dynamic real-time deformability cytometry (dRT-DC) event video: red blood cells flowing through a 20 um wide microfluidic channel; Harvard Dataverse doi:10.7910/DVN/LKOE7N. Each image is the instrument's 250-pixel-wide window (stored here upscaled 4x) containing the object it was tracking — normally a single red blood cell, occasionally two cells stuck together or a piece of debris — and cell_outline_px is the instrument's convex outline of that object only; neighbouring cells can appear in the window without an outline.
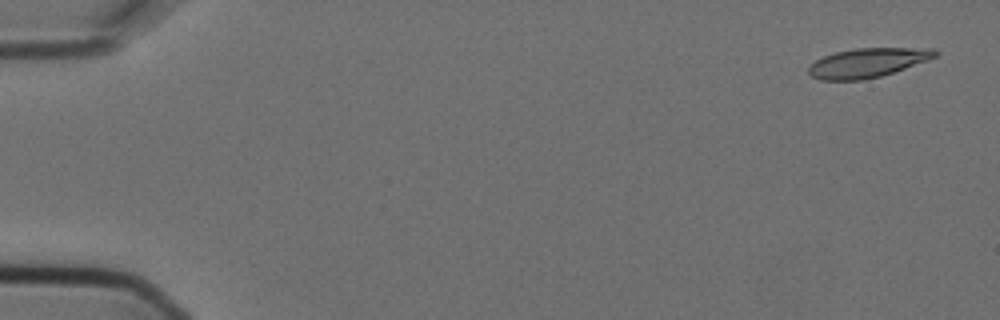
{"species": "Egyptian fruit bat (a non-hibernating species)", "species_latin": "Rousettus aegyptiacus", "temperature_condition": "cold", "stored_images_in_passage": 5, "camera_frame_rate_fps": 3000, "um_per_image_px": 0.085, "animal": {"sex": "female"}, "frame": {"image": 1, "passage_image": 1, "time_ms": 0.0, "image_size_px": [1000, 320], "cell_outline_px": [[940, 52], [936, 56], [928, 60], [880, 76], [864, 80], [820, 80], [812, 76], [808, 72], [808, 68], [816, 60], [824, 56], [836, 52], [856, 48], [936, 48]], "centroid_in_image_um": [73.76, 5.33], "position_along_channel_um": 11.2, "area_um2": 21.44}}
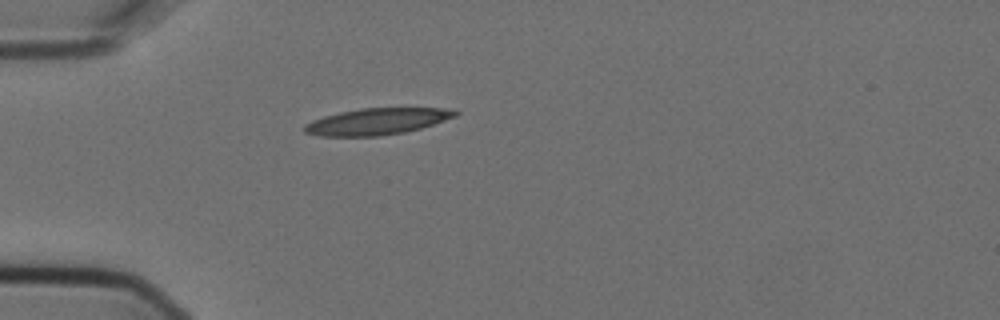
{"frame": {"image": 2, "passage_image": 5, "time_ms": 1.333, "image_size_px": [1000, 320], "cell_outline_px": [[460, 112], [456, 116], [420, 128], [404, 132], [380, 136], [320, 136], [304, 132], [304, 124], [312, 120], [324, 116], [340, 112], [360, 108], [456, 108]], "centroid_in_image_um": [32.05, 10.31], "position_along_channel_um": 52.9, "area_um2": 23.29}}